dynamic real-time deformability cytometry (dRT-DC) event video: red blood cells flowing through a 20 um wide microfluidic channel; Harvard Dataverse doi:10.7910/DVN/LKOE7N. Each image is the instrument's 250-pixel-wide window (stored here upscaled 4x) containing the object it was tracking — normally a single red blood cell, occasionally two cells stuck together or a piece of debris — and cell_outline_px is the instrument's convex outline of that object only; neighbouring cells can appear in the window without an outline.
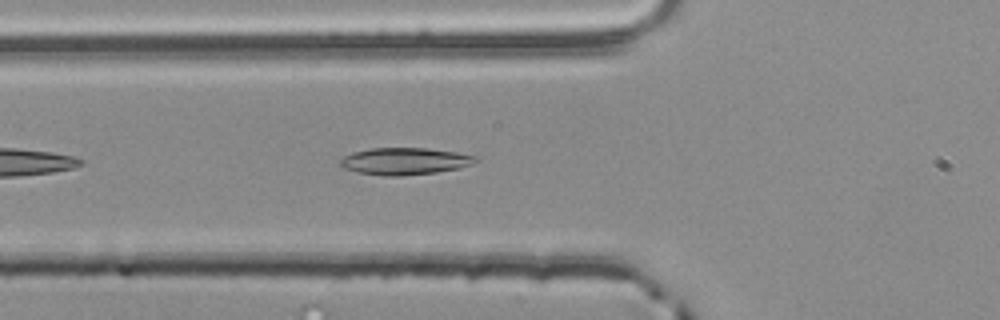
{"species": "common noctule bat (a hibernating species)", "species_latin": "Nyctalus noctula", "temperature_condition": "room temperature", "stored_images_in_passage": 15, "camera_frame_rate_fps": 3000, "um_per_image_px": 0.085, "animal": {"sex": "male", "body_mass_g": 20.4}, "frame": {"image": 1, "passage_image": 5, "time_ms": 1.333, "image_size_px": [1000, 320], "cell_outline_px": [[480, 160], [472, 164], [460, 168], [436, 172], [400, 176], [384, 176], [356, 172], [344, 168], [340, 164], [340, 160], [344, 156], [352, 152], [372, 148], [424, 148], [456, 152], [476, 156]], "centroid_in_image_um": [34.41, 13.7], "position_along_channel_um": 91.4, "area_um2": 21.33}}
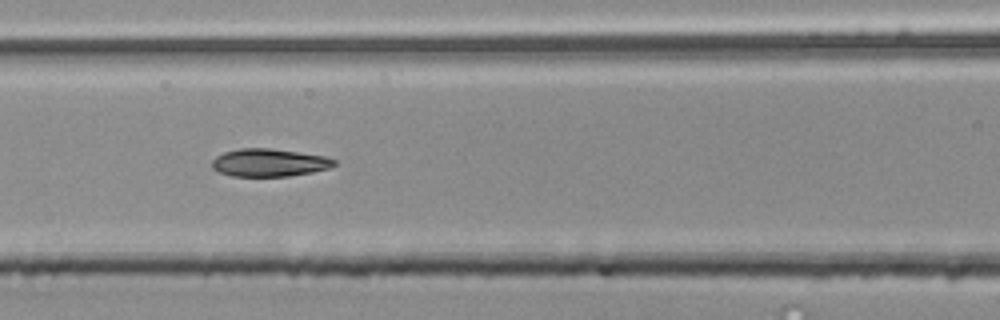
{"frame": {"image": 2, "passage_image": 9, "time_ms": 2.667, "image_size_px": [1000, 320], "cell_outline_px": [[336, 164], [328, 168], [312, 172], [288, 176], [232, 176], [220, 172], [212, 168], [212, 160], [216, 156], [224, 152], [240, 148], [272, 148], [324, 156], [336, 160]], "centroid_in_image_um": [22.86, 13.82], "position_along_channel_um": 143.7, "area_um2": 19.71}}